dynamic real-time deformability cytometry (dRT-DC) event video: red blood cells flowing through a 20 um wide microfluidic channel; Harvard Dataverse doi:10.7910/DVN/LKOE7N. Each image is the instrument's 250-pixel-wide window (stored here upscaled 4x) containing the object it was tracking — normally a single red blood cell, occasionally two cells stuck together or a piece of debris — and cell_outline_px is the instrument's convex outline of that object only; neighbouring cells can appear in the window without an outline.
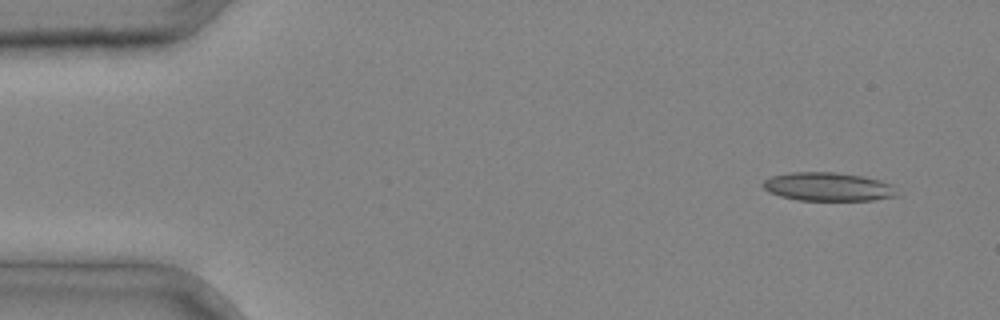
{"species": "common noctule bat (a hibernating species)", "species_latin": "Nyctalus noctula", "temperature_condition": "cold", "stored_images_in_passage": 4, "camera_frame_rate_fps": 3000, "um_per_image_px": 0.085, "animal": {"sex": "male", "body_mass_g": 20.4}, "frame": {"image": 1, "passage_image": 1, "time_ms": 0.0, "image_size_px": [1000, 320], "cell_outline_px": [[904, 196], [872, 200], [800, 200], [780, 196], [768, 192], [760, 184], [764, 180], [772, 176], [788, 172], [836, 172], [864, 176], [880, 180], [892, 184]], "centroid_in_image_um": [70.46, 15.87], "position_along_channel_um": 14.5, "area_um2": 22.77}}
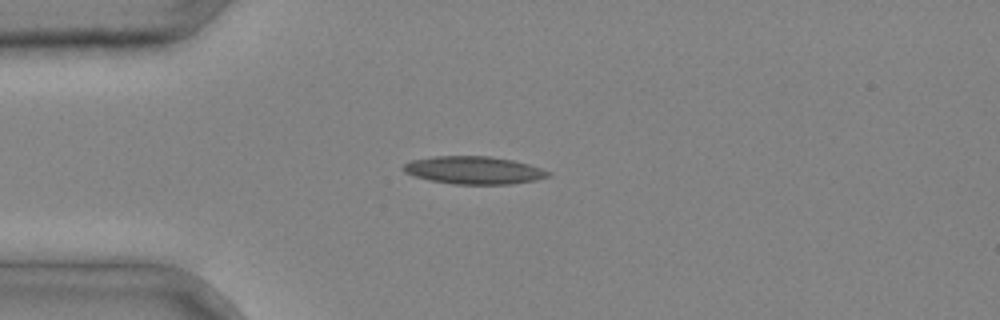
{"frame": {"image": 2, "passage_image": 3, "time_ms": 0.667, "image_size_px": [1000, 320], "cell_outline_px": [[552, 176], [536, 180], [512, 184], [452, 184], [432, 180], [416, 176], [404, 172], [400, 168], [404, 164], [412, 160], [432, 156], [488, 156], [512, 160], [528, 164], [552, 172]], "centroid_in_image_um": [40.29, 14.47], "position_along_channel_um": 44.7, "area_um2": 23.41}}
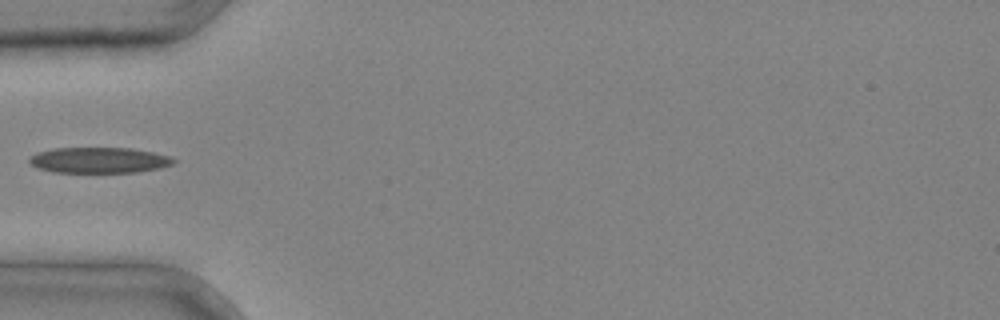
{"frame": {"image": 3, "passage_image": 4, "time_ms": 1.0, "image_size_px": [1000, 320], "cell_outline_px": [[176, 160], [172, 164], [160, 168], [140, 172], [52, 172], [36, 168], [28, 164], [28, 160], [36, 152], [52, 148], [132, 148], [172, 156]], "centroid_in_image_um": [8.4, 13.61], "position_along_channel_um": 76.6, "area_um2": 21.85}}